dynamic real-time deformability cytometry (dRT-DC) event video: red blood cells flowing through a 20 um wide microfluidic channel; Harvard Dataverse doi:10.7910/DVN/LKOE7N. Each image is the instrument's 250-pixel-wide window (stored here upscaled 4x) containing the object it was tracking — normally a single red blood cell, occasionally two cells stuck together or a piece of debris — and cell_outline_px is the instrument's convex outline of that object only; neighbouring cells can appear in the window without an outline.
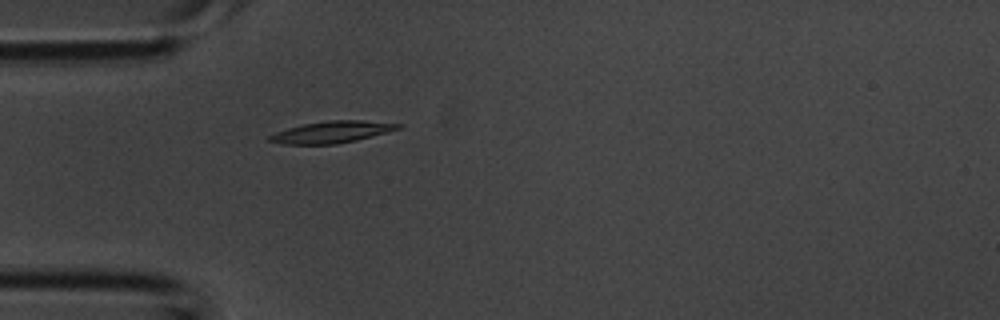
{"species": "common noctule bat (a hibernating species)", "species_latin": "Nyctalus noctula", "temperature_condition": "room temperature", "stored_images_in_passage": 4, "camera_frame_rate_fps": 3000, "um_per_image_px": 0.085, "animal": {"sex": "male", "body_mass_g": 20.1, "forearm_length_mm": 53.5}, "frame": {"image": 1, "passage_image": 4, "time_ms": 1.0, "image_size_px": [1000, 320], "cell_outline_px": [[404, 124], [400, 128], [388, 132], [356, 140], [336, 144], [284, 144], [268, 140], [268, 136], [276, 132], [288, 128], [304, 124], [328, 120], [364, 120]], "centroid_in_image_um": [28.24, 11.21], "position_along_channel_um": 56.8, "area_um2": 16.18}}